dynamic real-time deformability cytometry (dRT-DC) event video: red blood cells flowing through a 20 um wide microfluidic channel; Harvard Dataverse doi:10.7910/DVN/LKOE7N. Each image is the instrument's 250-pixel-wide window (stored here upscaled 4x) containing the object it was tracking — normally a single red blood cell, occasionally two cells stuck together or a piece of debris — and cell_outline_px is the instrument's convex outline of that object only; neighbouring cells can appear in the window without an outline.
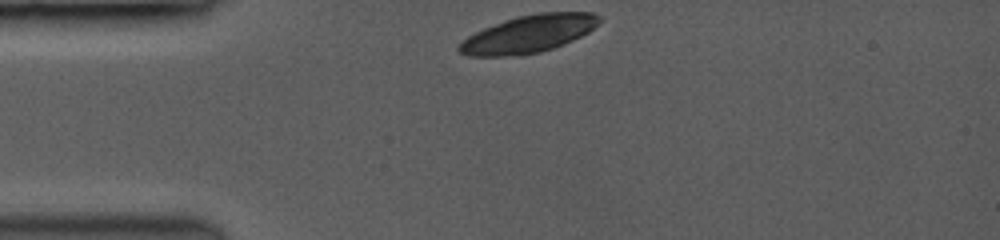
{"species": "common noctule bat (a hibernating species)", "species_latin": "Nyctalus noctula", "temperature_condition": "room temperature", "stored_images_in_passage": 38, "camera_frame_rate_fps": 3500, "um_per_image_px": 0.085, "animal": {"sex": "female", "body_mass_g": 19.0, "forearm_length_mm": 53.3}, "frame": {"image": 1, "passage_image": 1, "time_ms": 0.0, "image_size_px": [1000, 240], "cell_outline_px": [[600, 20], [588, 32], [572, 40], [552, 48], [540, 52], [504, 56], [468, 56], [460, 52], [456, 48], [468, 36], [484, 28], [504, 20], [516, 16], [536, 12], [592, 12], [600, 16]], "centroid_in_image_um": [44.92, 2.87], "position_along_channel_um": 40.1, "area_um2": 30.23}}